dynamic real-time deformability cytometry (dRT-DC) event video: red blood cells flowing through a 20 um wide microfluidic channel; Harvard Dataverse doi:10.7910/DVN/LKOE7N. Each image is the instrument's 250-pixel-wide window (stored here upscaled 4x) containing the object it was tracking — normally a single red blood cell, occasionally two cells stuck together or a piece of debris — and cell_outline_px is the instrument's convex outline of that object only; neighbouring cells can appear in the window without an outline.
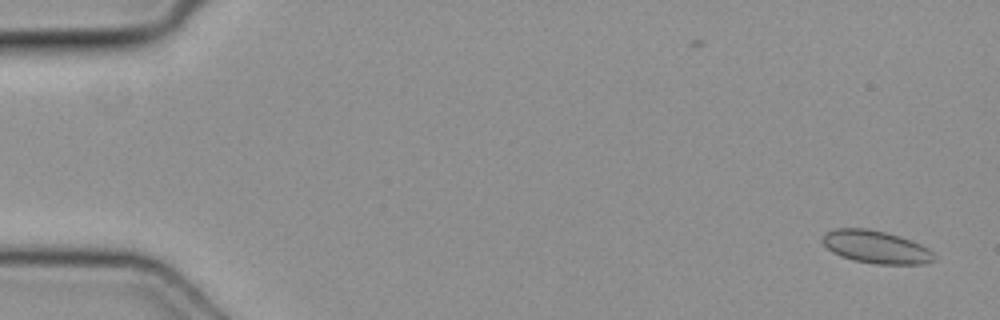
{"species": "common noctule bat (a hibernating species)", "species_latin": "Nyctalus noctula", "temperature_condition": "cold", "stored_images_in_passage": 16, "camera_frame_rate_fps": 3000, "um_per_image_px": 0.085, "animal": {"sex": "female", "body_mass_g": 19.3, "forearm_length_mm": 54.1}, "frame": {"image": 1, "passage_image": 2, "time_ms": 0.333, "image_size_px": [1000, 320], "cell_outline_px": [[936, 260], [924, 264], [876, 264], [852, 260], [840, 256], [832, 252], [820, 240], [828, 232], [836, 228], [868, 228], [900, 236], [920, 244], [928, 248], [936, 256]], "centroid_in_image_um": [74.47, 21.0], "position_along_channel_um": 10.5, "area_um2": 21.33}}
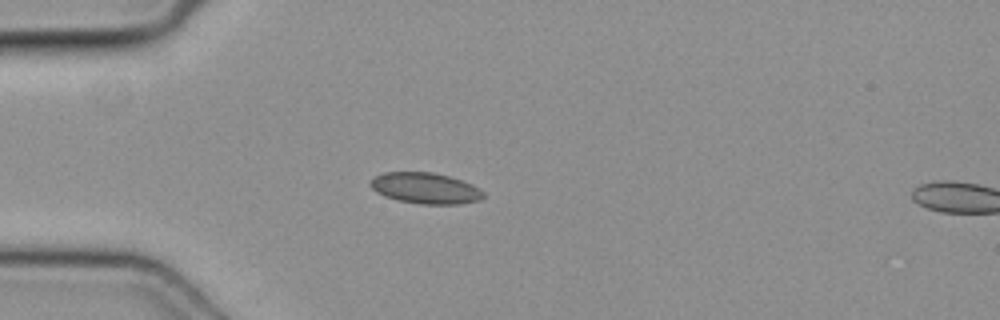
{"frame": {"image": 2, "passage_image": 14, "time_ms": 4.333, "image_size_px": [1000, 320], "cell_outline_px": [[484, 196], [480, 200], [460, 204], [420, 204], [396, 200], [384, 196], [376, 192], [368, 184], [368, 180], [384, 172], [432, 172], [448, 176], [472, 184], [480, 188], [484, 192]], "centroid_in_image_um": [36.13, 16.0], "position_along_channel_um": 48.9, "area_um2": 20.58}}